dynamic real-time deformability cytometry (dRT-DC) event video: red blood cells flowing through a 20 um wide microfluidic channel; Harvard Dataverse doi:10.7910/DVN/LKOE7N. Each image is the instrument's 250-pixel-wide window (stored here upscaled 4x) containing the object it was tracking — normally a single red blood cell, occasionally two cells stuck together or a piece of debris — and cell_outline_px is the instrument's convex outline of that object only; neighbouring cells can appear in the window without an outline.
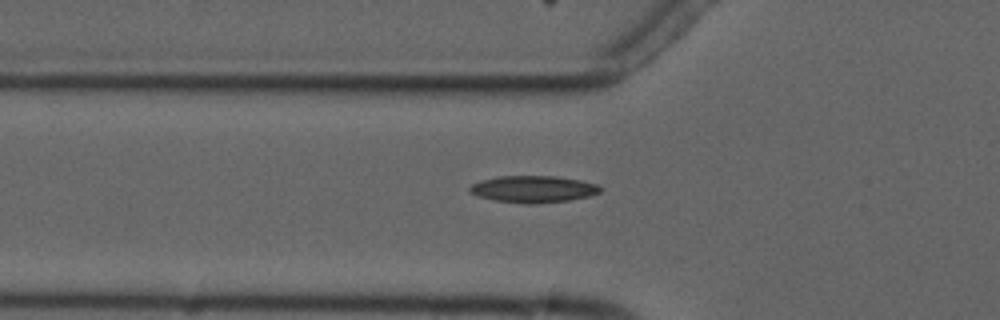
{"species": "common noctule bat (a hibernating species)", "species_latin": "Nyctalus noctula", "temperature_condition": "cold", "stored_images_in_passage": 5, "camera_frame_rate_fps": 3000, "um_per_image_px": 0.085, "animal": {"sex": "male", "forearm_length_mm": 52.5}, "frame": {"image": 1, "passage_image": 5, "time_ms": 4.667, "image_size_px": [1000, 320], "cell_outline_px": [[604, 188], [600, 192], [588, 196], [568, 200], [532, 204], [528, 204], [496, 200], [480, 196], [468, 192], [468, 188], [472, 184], [480, 180], [500, 176], [556, 176], [580, 180], [596, 184]], "centroid_in_image_um": [45.33, 16.06], "position_along_channel_um": 80.5, "area_um2": 20.29}}